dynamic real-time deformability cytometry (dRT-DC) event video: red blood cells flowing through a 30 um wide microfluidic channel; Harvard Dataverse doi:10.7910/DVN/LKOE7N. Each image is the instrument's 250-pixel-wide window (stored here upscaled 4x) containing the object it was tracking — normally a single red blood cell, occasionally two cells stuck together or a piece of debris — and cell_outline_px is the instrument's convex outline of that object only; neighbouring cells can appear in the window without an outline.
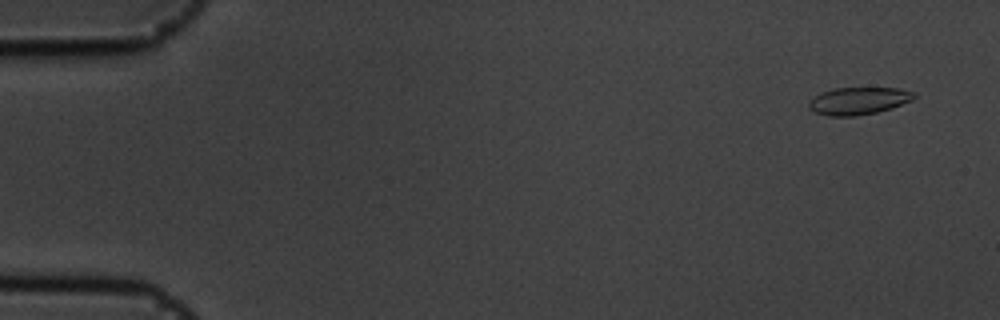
{"species": "common noctule bat (a hibernating species)", "species_latin": "Nyctalus noctula", "temperature_condition": "cold", "stored_images_in_passage": 55, "camera_frame_rate_fps": 3000, "um_per_image_px": 0.085, "animal": {"sex": "male", "body_mass_g": 19.5, "forearm_length_mm": 54.6}, "frame": {"image": 1, "passage_image": 3, "time_ms": 0.667, "image_size_px": [1000, 320], "cell_outline_px": [[916, 96], [912, 100], [892, 108], [876, 112], [856, 116], [828, 116], [816, 112], [808, 108], [808, 100], [832, 88], [900, 88], [916, 92]], "centroid_in_image_um": [72.99, 8.57], "position_along_channel_um": 12.0, "area_um2": 16.82}}
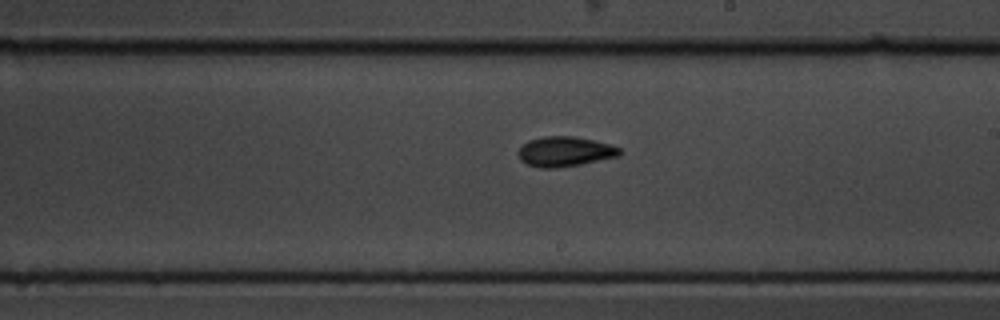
{"frame": {"image": 2, "passage_image": 32, "time_ms": 10.333, "image_size_px": [1000, 320], "cell_outline_px": [[620, 156], [580, 164], [556, 168], [540, 168], [528, 164], [520, 160], [516, 152], [528, 140], [544, 136], [572, 136], [592, 140], [608, 144], [620, 148]], "centroid_in_image_um": [47.97, 12.88], "position_along_channel_um": 241.0, "area_um2": 17.57}}
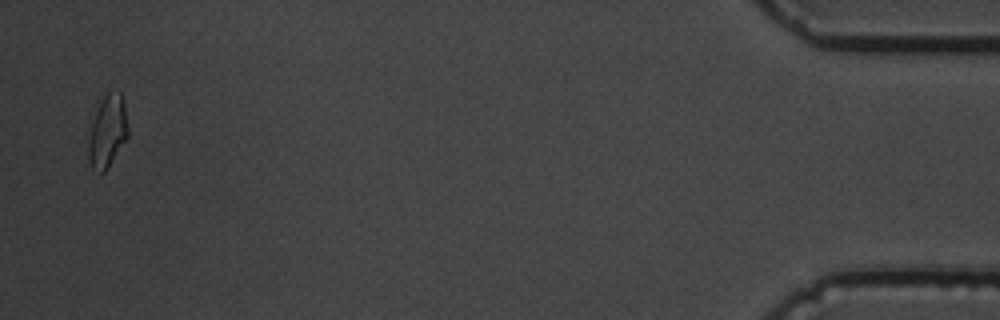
{"frame": {"image": 3, "passage_image": 54, "time_ms": 17.667, "image_size_px": [1000, 320], "cell_outline_px": [[128, 136], [104, 172], [100, 172], [92, 168], [88, 160], [88, 140], [96, 100], [112, 88], [120, 92], [124, 104], [128, 124]], "centroid_in_image_um": [9.11, 11.05], "position_along_channel_um": 426.1, "area_um2": 17.11}, "authors_computed_cell_mechanics": {"area_um2": 16.9932, "velocity_mm_per_s": 3.6708, "shape_relaxation_time_tau1_ms": 6.3747, "shape_relaxation_time_tau2_ms": 4.8121, "deformation_change_tau1": 0.1267, "deformation_change_tau2": 0.09}}